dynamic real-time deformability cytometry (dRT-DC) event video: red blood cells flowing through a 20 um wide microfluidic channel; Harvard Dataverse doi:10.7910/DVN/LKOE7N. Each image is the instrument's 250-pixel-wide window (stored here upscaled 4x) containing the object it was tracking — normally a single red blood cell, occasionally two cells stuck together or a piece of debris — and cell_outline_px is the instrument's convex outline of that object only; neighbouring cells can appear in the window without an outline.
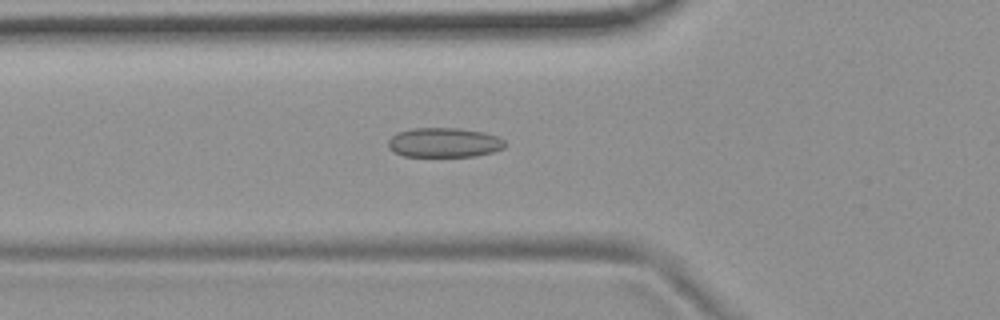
{"species": "common noctule bat (a hibernating species)", "species_latin": "Nyctalus noctula", "temperature_condition": "room temperature", "stored_images_in_passage": 53, "camera_frame_rate_fps": 3000, "um_per_image_px": 0.085, "animal": {"sex": "female", "body_mass_g": 19.9}, "frame": {"image": 1, "passage_image": 18, "time_ms": 5.667, "image_size_px": [1000, 320], "cell_outline_px": [[504, 148], [492, 152], [476, 156], [404, 156], [392, 152], [388, 148], [388, 140], [396, 132], [412, 128], [456, 128], [484, 132], [496, 136], [504, 140]], "centroid_in_image_um": [37.7, 12.11], "position_along_channel_um": 88.1, "area_um2": 20.17}}
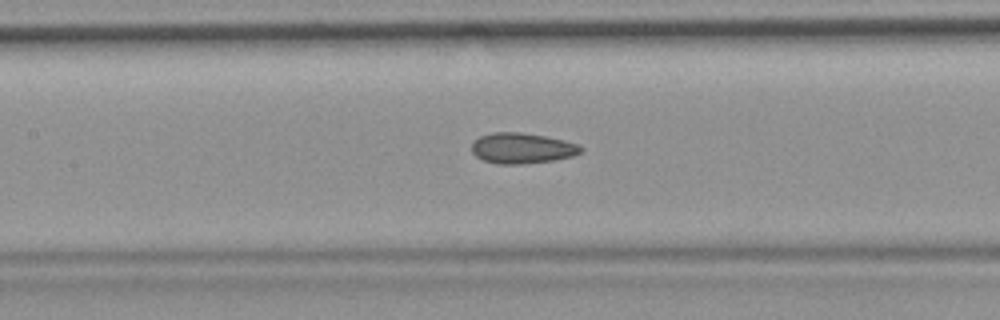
{"frame": {"image": 2, "passage_image": 24, "time_ms": 7.667, "image_size_px": [1000, 320], "cell_outline_px": [[584, 148], [580, 152], [572, 156], [552, 160], [520, 164], [500, 164], [484, 160], [476, 156], [472, 152], [472, 144], [480, 136], [492, 132], [520, 132], [544, 136], [564, 140], [576, 144]], "centroid_in_image_um": [44.36, 12.59], "position_along_channel_um": 163.0, "area_um2": 19.19}}
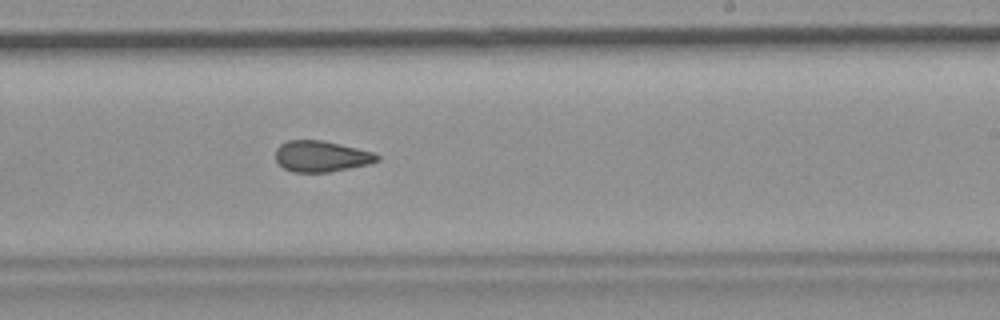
{"frame": {"image": 3, "passage_image": 32, "time_ms": 10.333, "image_size_px": [1000, 320], "cell_outline_px": [[380, 160], [368, 164], [328, 172], [292, 172], [284, 168], [276, 160], [276, 148], [280, 144], [288, 140], [320, 140], [340, 144], [376, 152], [380, 156]], "centroid_in_image_um": [27.32, 13.28], "position_along_channel_um": 261.7, "area_um2": 18.38}, "authors_computed_cell_mechanics": {"area_um2": 19.1318, "velocity_mm_per_s": 3.7243, "shape_relaxation_time_tau1_ms": null, "shape_relaxation_time_tau2_ms": 2.7112, "deformation_change_tau1": null, "deformation_change_tau2": 0.1066}}